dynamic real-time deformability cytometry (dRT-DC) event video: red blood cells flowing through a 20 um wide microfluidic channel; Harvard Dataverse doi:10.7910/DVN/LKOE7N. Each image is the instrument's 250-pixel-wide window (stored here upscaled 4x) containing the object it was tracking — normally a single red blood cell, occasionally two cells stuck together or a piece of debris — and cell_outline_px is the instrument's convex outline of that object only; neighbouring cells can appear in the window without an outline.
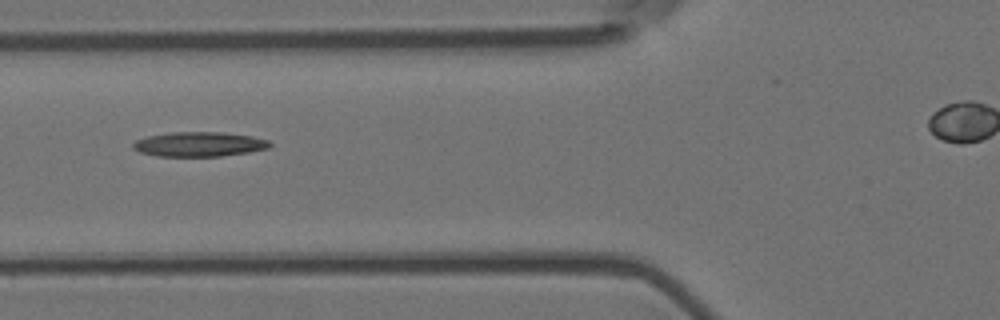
{"species": "Egyptian fruit bat (a non-hibernating species)", "species_latin": "Rousettus aegyptiacus", "temperature_condition": "room temperature", "stored_images_in_passage": 8, "segment_of_instrument_passage": [1, 2], "camera_frame_rate_fps": 3000, "um_per_image_px": 0.085, "animal": {"sex": "female"}, "frame": {"image": 1, "passage_image": 6, "time_ms": 1.667, "image_size_px": [1000, 320], "cell_outline_px": [[272, 144], [268, 148], [248, 152], [220, 156], [156, 156], [140, 152], [132, 148], [132, 144], [136, 140], [148, 136], [172, 132], [224, 132], [252, 136], [268, 140]], "centroid_in_image_um": [16.92, 12.25], "position_along_channel_um": 108.9, "area_um2": 19.59}}
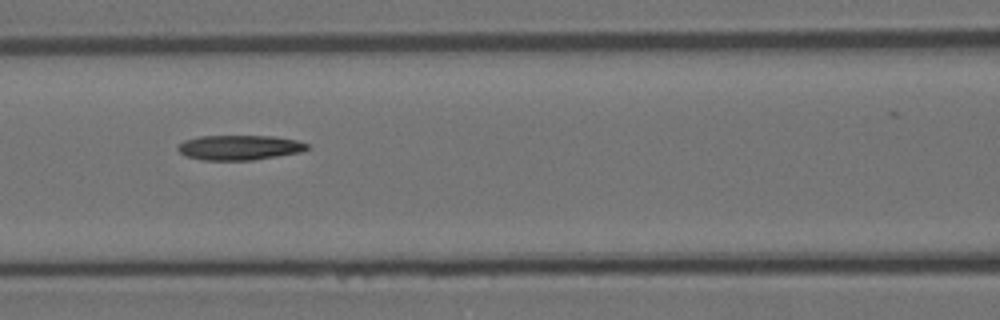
{"frame": {"image": 2, "passage_image": 7, "time_ms": 2.0, "image_size_px": [1000, 320], "cell_outline_px": [[308, 148], [300, 152], [252, 160], [200, 160], [184, 156], [176, 148], [184, 140], [200, 136], [272, 136], [296, 140], [308, 144]], "centroid_in_image_um": [20.3, 12.54], "position_along_channel_um": 146.3, "area_um2": 18.67}}